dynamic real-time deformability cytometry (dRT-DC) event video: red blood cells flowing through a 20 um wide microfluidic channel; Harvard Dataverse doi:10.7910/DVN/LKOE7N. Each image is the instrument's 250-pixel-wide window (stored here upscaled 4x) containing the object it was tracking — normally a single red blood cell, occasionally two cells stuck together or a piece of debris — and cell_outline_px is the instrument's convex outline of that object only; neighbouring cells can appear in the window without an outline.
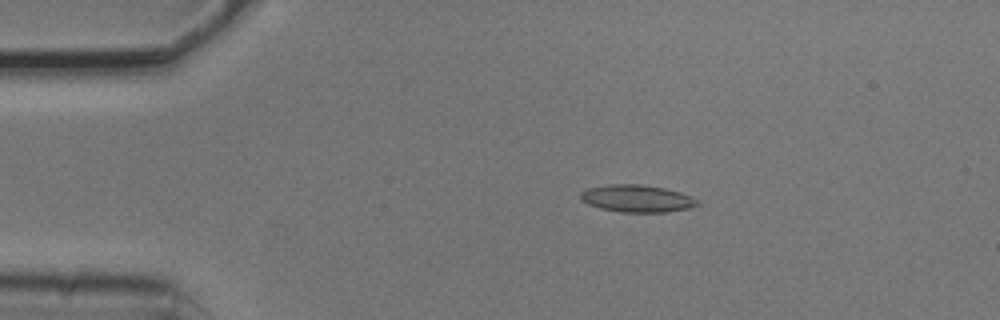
{"species": "common noctule bat (a hibernating species)", "species_latin": "Nyctalus noctula", "temperature_condition": "cold", "stored_images_in_passage": 4, "camera_frame_rate_fps": 3000, "um_per_image_px": 0.085, "animal": {"sex": "male", "body_mass_g": 20.5, "forearm_length_mm": 52.5}, "frame": {"image": 1, "passage_image": 1, "time_ms": 0.0, "image_size_px": [1000, 320], "cell_outline_px": [[700, 204], [688, 208], [664, 212], [620, 212], [600, 208], [588, 204], [580, 200], [580, 192], [588, 188], [608, 184], [640, 184], [664, 188], [680, 192], [696, 200]], "centroid_in_image_um": [54.08, 16.87], "position_along_channel_um": 30.9, "area_um2": 18.44}}
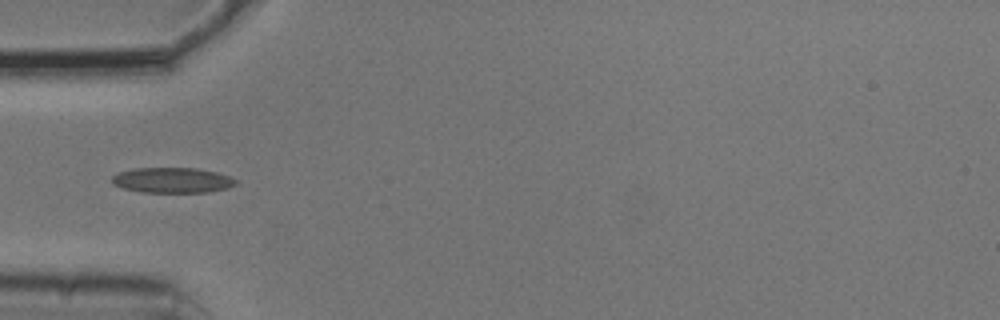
{"frame": {"image": 2, "passage_image": 3, "time_ms": 0.667, "image_size_px": [1000, 320], "cell_outline_px": [[236, 184], [228, 188], [208, 192], [140, 192], [124, 188], [112, 184], [112, 176], [116, 172], [132, 168], [196, 168], [216, 172], [228, 176], [236, 180]], "centroid_in_image_um": [14.6, 15.31], "position_along_channel_um": 70.4, "area_um2": 18.32}}
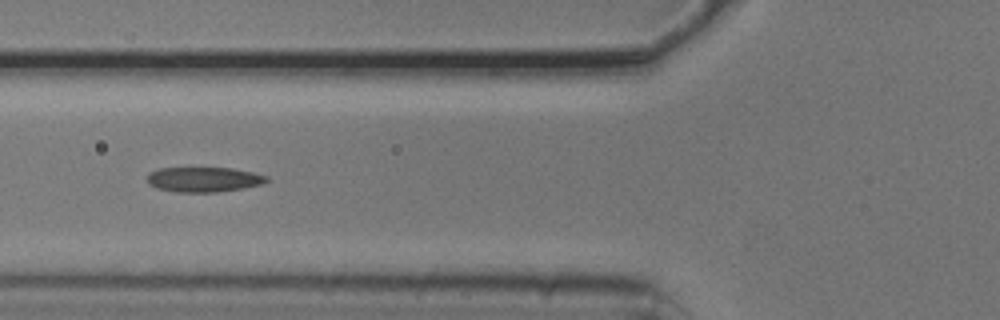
{"frame": {"image": 3, "passage_image": 4, "time_ms": 1.0, "image_size_px": [1000, 320], "cell_outline_px": [[268, 180], [260, 184], [244, 188], [216, 192], [176, 192], [156, 188], [148, 184], [148, 172], [160, 168], [232, 168], [252, 172], [268, 176]], "centroid_in_image_um": [17.29, 15.25], "position_along_channel_um": 108.5, "area_um2": 17.34}}